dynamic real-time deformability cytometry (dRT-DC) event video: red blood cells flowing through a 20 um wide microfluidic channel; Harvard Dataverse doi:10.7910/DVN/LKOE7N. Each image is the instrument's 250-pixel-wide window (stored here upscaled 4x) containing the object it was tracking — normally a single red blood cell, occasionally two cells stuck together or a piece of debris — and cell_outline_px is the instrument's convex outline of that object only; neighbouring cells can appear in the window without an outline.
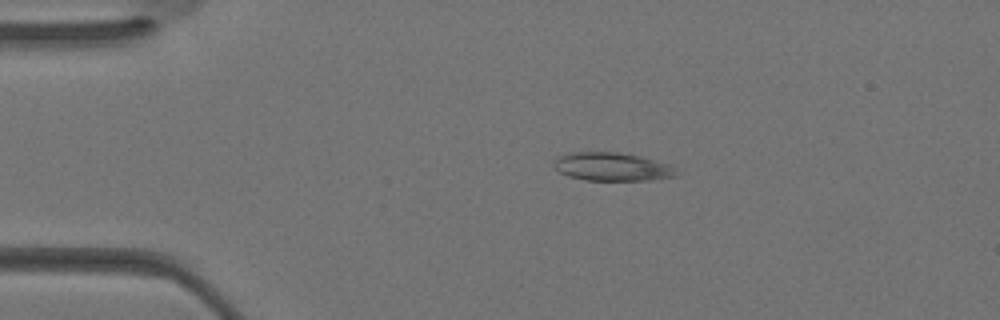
{"species": "Egyptian fruit bat (a non-hibernating species)", "species_latin": "Rousettus aegyptiacus", "temperature_condition": "warm", "stored_images_in_passage": 3, "camera_frame_rate_fps": 3000, "um_per_image_px": 0.085, "animal": {"sex": "female"}, "frame": {"image": 1, "passage_image": 1, "time_ms": 0.0, "image_size_px": [1000, 320], "cell_outline_px": [[676, 176], [648, 180], [584, 180], [568, 176], [560, 172], [552, 164], [556, 156], [568, 152], [616, 152], [640, 156], [668, 164], [672, 168]], "centroid_in_image_um": [51.92, 14.16], "position_along_channel_um": 33.1, "area_um2": 20.06}}